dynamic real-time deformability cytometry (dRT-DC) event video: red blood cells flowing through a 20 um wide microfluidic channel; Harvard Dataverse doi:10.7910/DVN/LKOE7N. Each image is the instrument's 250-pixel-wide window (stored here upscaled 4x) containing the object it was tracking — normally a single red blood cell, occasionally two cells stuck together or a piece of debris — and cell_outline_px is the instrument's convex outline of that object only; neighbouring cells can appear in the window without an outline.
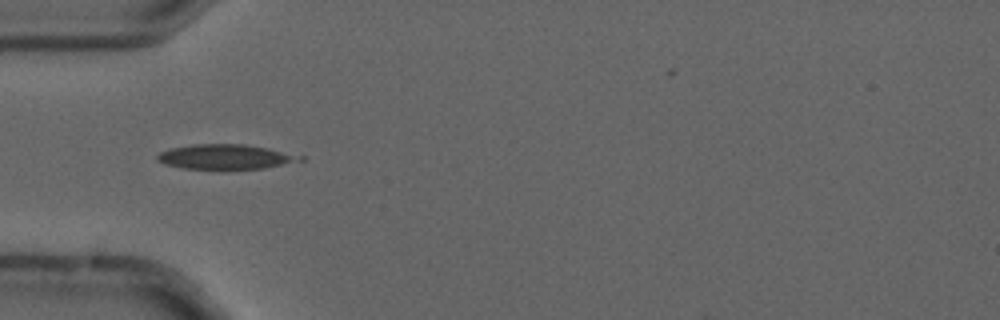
{"species": "common noctule bat (a hibernating species)", "species_latin": "Nyctalus noctula", "temperature_condition": "cold", "stored_images_in_passage": 4, "camera_frame_rate_fps": 3000, "um_per_image_px": 0.085, "animal": {"sex": "male", "forearm_length_mm": 52.5}, "frame": {"image": 1, "passage_image": 4, "time_ms": 1.0, "image_size_px": [1000, 320], "cell_outline_px": [[288, 160], [280, 164], [264, 168], [184, 168], [164, 164], [156, 160], [156, 156], [160, 152], [172, 148], [192, 144], [244, 144], [268, 148], [280, 152], [288, 156]], "centroid_in_image_um": [18.81, 13.31], "position_along_channel_um": 66.2, "area_um2": 19.13}}